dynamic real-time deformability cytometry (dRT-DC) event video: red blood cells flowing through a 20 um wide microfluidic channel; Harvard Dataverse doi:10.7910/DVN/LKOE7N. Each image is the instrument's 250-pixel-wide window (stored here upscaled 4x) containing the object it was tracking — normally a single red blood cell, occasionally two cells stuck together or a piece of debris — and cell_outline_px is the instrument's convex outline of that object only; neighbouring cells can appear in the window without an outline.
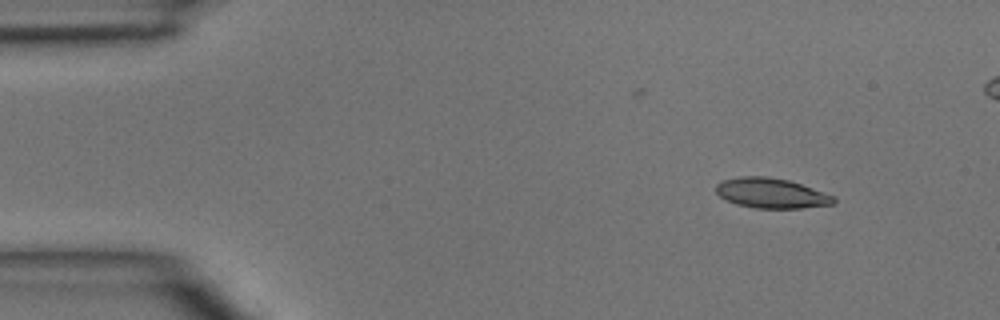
{"species": "common noctule bat (a hibernating species)", "species_latin": "Nyctalus noctula", "temperature_condition": "room temperature", "stored_images_in_passage": 40, "camera_frame_rate_fps": 3000, "um_per_image_px": 0.085, "animal": {"sex": "male", "body_mass_g": 15.6}, "frame": {"image": 1, "passage_image": 1, "time_ms": 0.0, "image_size_px": [1000, 320], "cell_outline_px": [[836, 200], [832, 204], [800, 208], [756, 208], [736, 204], [720, 196], [716, 192], [716, 184], [720, 180], [740, 176], [768, 176], [788, 180], [836, 196]], "centroid_in_image_um": [65.54, 16.41], "position_along_channel_um": 19.5, "area_um2": 20.58}}
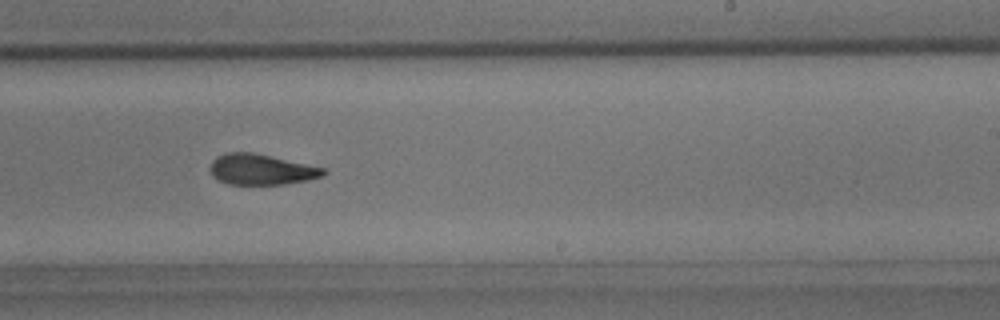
{"frame": {"image": 2, "passage_image": 24, "time_ms": 7.667, "image_size_px": [1000, 320], "cell_outline_px": [[324, 176], [308, 180], [284, 184], [228, 184], [212, 176], [208, 168], [212, 160], [216, 156], [224, 152], [252, 152], [324, 168]], "centroid_in_image_um": [22.14, 14.4], "position_along_channel_um": 266.9, "area_um2": 20.17}}
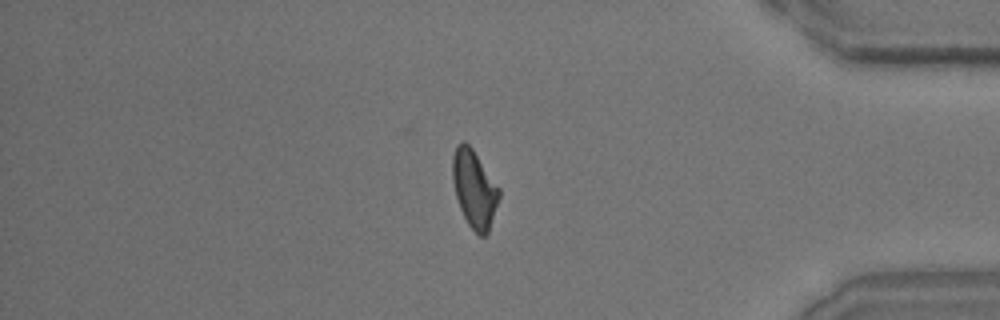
{"frame": {"image": 3, "passage_image": 35, "time_ms": 11.333, "image_size_px": [1000, 320], "cell_outline_px": [[500, 196], [488, 232], [484, 236], [480, 236], [468, 224], [460, 208], [456, 196], [452, 180], [452, 156], [456, 144], [464, 140], [472, 148], [500, 188]], "centroid_in_image_um": [40.3, 16.02], "position_along_channel_um": 394.9, "area_um2": 20.98}}